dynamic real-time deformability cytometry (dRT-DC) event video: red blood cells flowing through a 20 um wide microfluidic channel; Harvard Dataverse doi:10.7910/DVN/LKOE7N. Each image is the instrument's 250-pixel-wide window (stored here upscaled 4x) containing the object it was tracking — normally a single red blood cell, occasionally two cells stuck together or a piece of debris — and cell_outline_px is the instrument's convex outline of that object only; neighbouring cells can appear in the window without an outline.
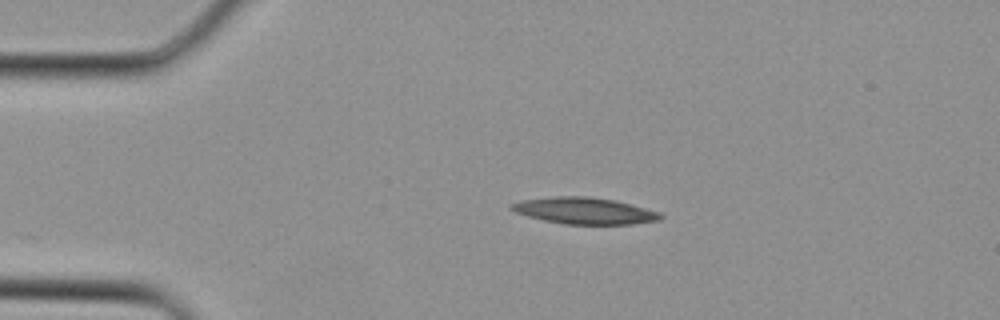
{"species": "Egyptian fruit bat (a non-hibernating species)", "species_latin": "Rousettus aegyptiacus", "temperature_condition": "cold", "stored_images_in_passage": 2, "camera_frame_rate_fps": 3000, "um_per_image_px": 0.085, "animal": {"sex": "female"}, "frame": {"image": 1, "passage_image": 1, "time_ms": 0.0, "image_size_px": [1000, 320], "cell_outline_px": [[664, 216], [660, 220], [632, 224], [564, 224], [544, 220], [528, 216], [516, 212], [508, 208], [508, 204], [520, 200], [552, 196], [588, 196], [612, 200], [660, 212]], "centroid_in_image_um": [49.62, 17.91], "position_along_channel_um": 35.4, "area_um2": 23.0}}
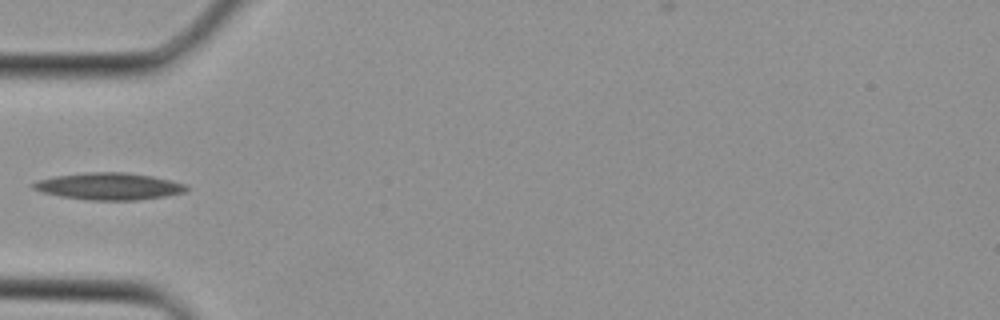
{"frame": {"image": 2, "passage_image": 2, "time_ms": 0.333, "image_size_px": [1000, 320], "cell_outline_px": [[188, 188], [184, 192], [164, 196], [136, 200], [88, 200], [60, 196], [44, 192], [32, 188], [28, 184], [36, 180], [52, 176], [84, 172], [128, 172], [152, 176], [172, 180], [184, 184]], "centroid_in_image_um": [9.2, 15.82], "position_along_channel_um": 75.8, "area_um2": 24.22}}